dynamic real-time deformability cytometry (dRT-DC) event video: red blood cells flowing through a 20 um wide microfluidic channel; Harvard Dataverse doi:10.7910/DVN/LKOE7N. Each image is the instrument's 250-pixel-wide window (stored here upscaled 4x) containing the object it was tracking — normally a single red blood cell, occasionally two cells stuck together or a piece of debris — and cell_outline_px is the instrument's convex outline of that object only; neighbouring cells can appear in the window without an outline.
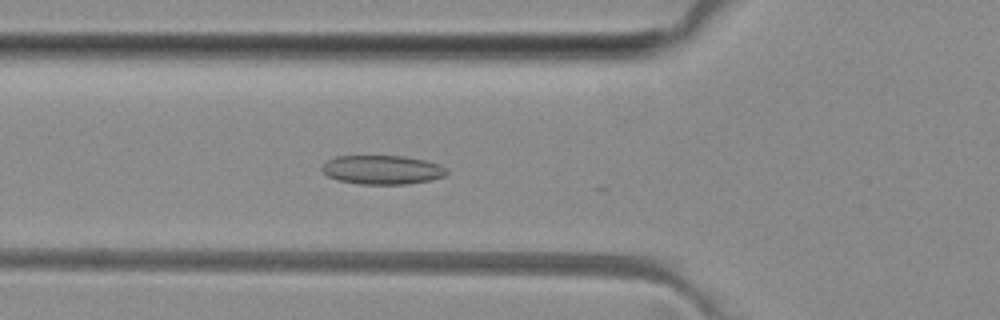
{"species": "common noctule bat (a hibernating species)", "species_latin": "Nyctalus noctula", "temperature_condition": "room temperature", "stored_images_in_passage": 22, "camera_frame_rate_fps": 3000, "um_per_image_px": 0.085, "animal": {"sex": "female", "body_mass_g": 29.2, "forearm_length_mm": 56.3}, "frame": {"image": 1, "passage_image": 14, "time_ms": 4.333, "image_size_px": [1000, 320], "cell_outline_px": [[448, 172], [444, 176], [432, 180], [408, 184], [360, 184], [336, 180], [328, 176], [320, 168], [328, 160], [336, 156], [404, 156], [424, 160], [440, 164], [448, 168]], "centroid_in_image_um": [32.52, 14.43], "position_along_channel_um": 93.3, "area_um2": 21.21}}
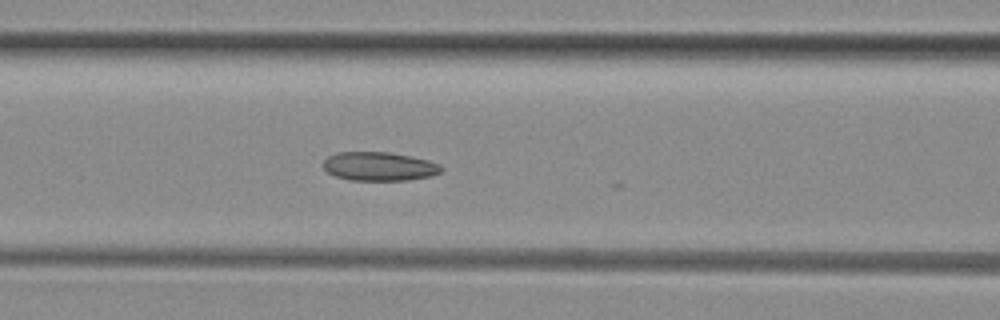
{"frame": {"image": 2, "passage_image": 17, "time_ms": 5.333, "image_size_px": [1000, 320], "cell_outline_px": [[444, 168], [440, 172], [432, 176], [408, 180], [348, 180], [336, 176], [328, 172], [324, 168], [324, 160], [328, 156], [336, 152], [388, 152], [412, 156], [428, 160], [440, 164]], "centroid_in_image_um": [32.26, 14.14], "position_along_channel_um": 134.3, "area_um2": 19.88}}
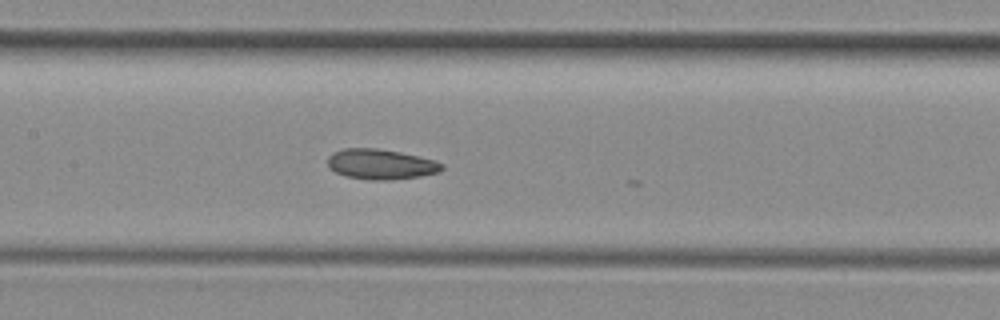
{"frame": {"image": 3, "passage_image": 20, "time_ms": 6.333, "image_size_px": [1000, 320], "cell_outline_px": [[444, 168], [440, 172], [420, 176], [392, 180], [368, 180], [348, 176], [336, 172], [328, 168], [328, 156], [332, 152], [344, 148], [376, 148], [400, 152], [436, 160], [444, 164]], "centroid_in_image_um": [32.38, 13.96], "position_along_channel_um": 175.0, "area_um2": 20.29}}